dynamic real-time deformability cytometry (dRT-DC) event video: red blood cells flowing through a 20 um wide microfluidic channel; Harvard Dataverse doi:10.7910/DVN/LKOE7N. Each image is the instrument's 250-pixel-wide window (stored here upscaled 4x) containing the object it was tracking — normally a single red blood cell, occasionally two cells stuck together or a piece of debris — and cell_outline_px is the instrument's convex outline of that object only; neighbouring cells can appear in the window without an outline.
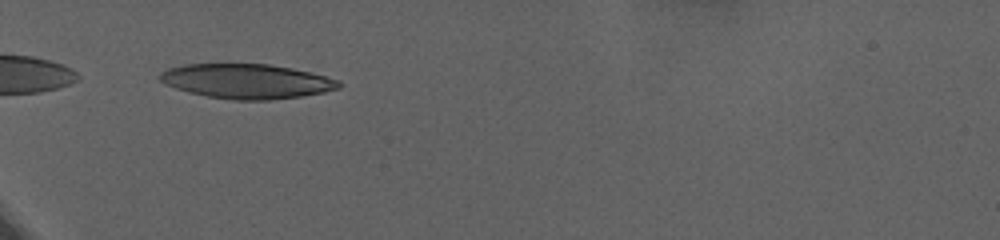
{"species": "human", "species_latin": "Homo sapiens", "temperature_condition": "warm", "stored_images_in_passage": 44, "camera_frame_rate_fps": 3000, "um_per_image_px": 0.085, "donor": {"sex": "female"}, "frame": {"image": 1, "passage_image": 1, "time_ms": 0.0, "image_size_px": [1000, 240], "cell_outline_px": [[344, 84], [340, 88], [324, 92], [300, 96], [268, 100], [236, 100], [208, 96], [188, 92], [164, 84], [160, 80], [160, 72], [168, 68], [184, 64], [268, 64], [292, 68], [312, 72], [340, 80]], "centroid_in_image_um": [21.0, 6.9], "position_along_channel_um": 64.0, "area_um2": 36.18}}
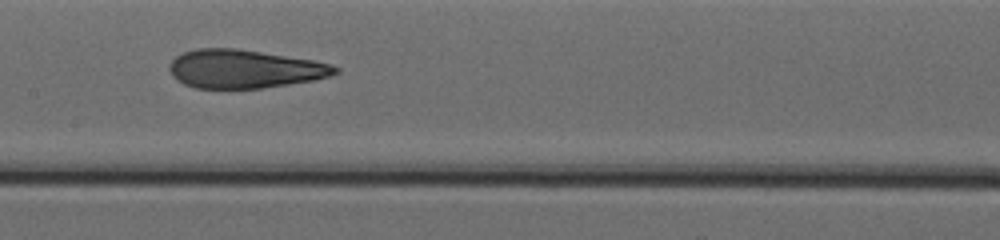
{"frame": {"image": 2, "passage_image": 16, "time_ms": 5.0, "image_size_px": [1000, 240], "cell_outline_px": [[340, 72], [328, 76], [312, 80], [264, 88], [196, 88], [184, 84], [176, 80], [172, 76], [168, 68], [172, 60], [176, 56], [184, 52], [196, 48], [236, 48], [316, 60], [332, 64], [340, 68]], "centroid_in_image_um": [20.78, 5.85], "position_along_channel_um": 186.6, "area_um2": 37.28}}
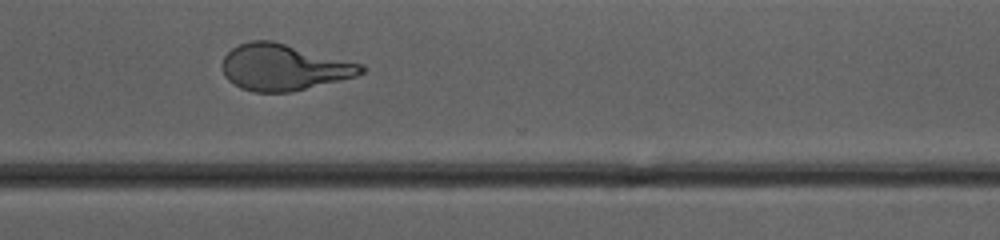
{"frame": {"image": 3, "passage_image": 33, "time_ms": 10.667, "image_size_px": [1000, 240], "cell_outline_px": [[364, 72], [356, 76], [292, 92], [252, 92], [240, 88], [228, 80], [224, 76], [220, 64], [224, 56], [232, 48], [240, 44], [252, 40], [272, 40], [364, 64]], "centroid_in_image_um": [24.09, 5.72], "position_along_channel_um": 346.5, "area_um2": 37.69}, "authors_computed_cell_mechanics": {"area_um2": 37.4833, "velocity_mm_per_s": 2.8308, "shape_relaxation_time_tau1_ms": 9.6801, "shape_relaxation_time_tau2_ms": 1.599, "deformation_change_tau1": 0.3033, "deformation_change_tau2": 0.0949}}